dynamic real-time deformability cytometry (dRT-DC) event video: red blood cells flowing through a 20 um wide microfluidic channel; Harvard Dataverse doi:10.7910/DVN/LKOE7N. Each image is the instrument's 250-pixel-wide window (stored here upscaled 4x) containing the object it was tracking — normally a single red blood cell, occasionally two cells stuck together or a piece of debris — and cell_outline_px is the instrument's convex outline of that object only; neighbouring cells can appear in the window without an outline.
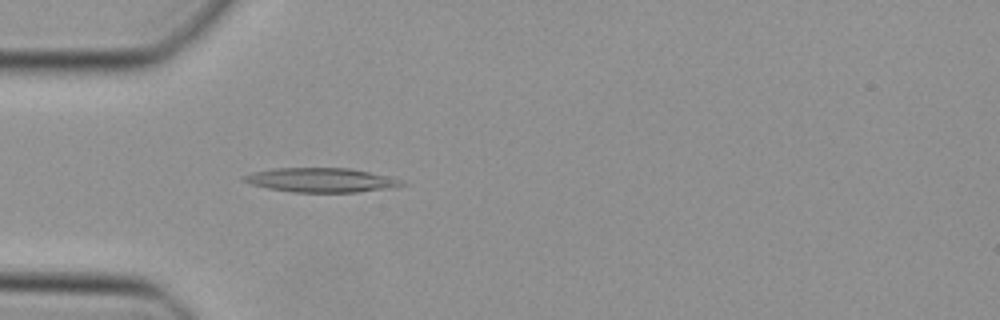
{"species": "Egyptian fruit bat (a non-hibernating species)", "species_latin": "Rousettus aegyptiacus", "temperature_condition": "cold", "stored_images_in_passage": 48, "camera_frame_rate_fps": 3000, "um_per_image_px": 0.085, "animal": {"sex": "female"}, "frame": {"image": 1, "passage_image": 14, "time_ms": 4.333, "image_size_px": [1000, 320], "cell_outline_px": [[408, 184], [388, 188], [356, 192], [292, 192], [268, 188], [252, 184], [244, 180], [244, 176], [256, 172], [272, 168], [348, 168], [392, 176]], "centroid_in_image_um": [27.35, 15.3], "position_along_channel_um": 57.6, "area_um2": 22.08}}
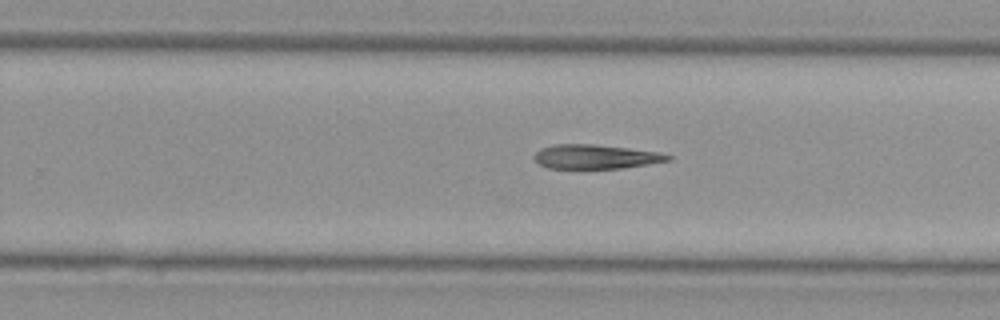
{"frame": {"image": 2, "passage_image": 30, "time_ms": 9.667, "image_size_px": [1000, 320], "cell_outline_px": [[672, 160], [624, 168], [548, 168], [540, 164], [532, 156], [540, 148], [556, 144], [596, 144], [660, 152], [672, 156]], "centroid_in_image_um": [50.64, 13.31], "position_along_channel_um": 279.2, "area_um2": 18.9}}
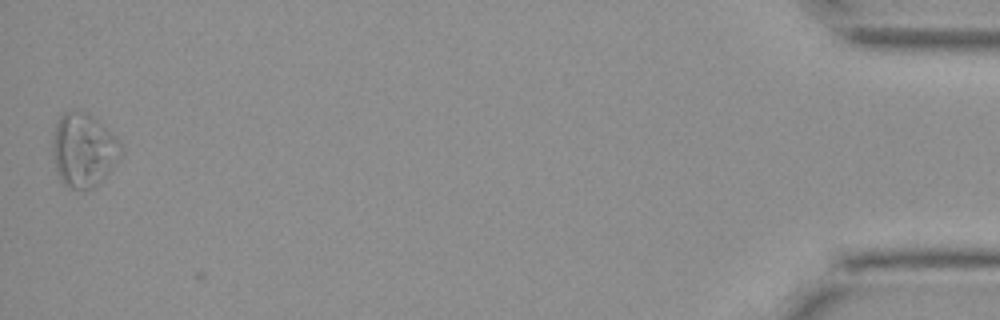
{"frame": {"image": 3, "passage_image": 47, "time_ms": 15.333, "image_size_px": [1000, 320], "cell_outline_px": [[124, 152], [100, 184], [84, 192], [72, 188], [64, 184], [60, 180], [56, 168], [52, 152], [52, 140], [56, 124], [60, 116], [64, 112], [88, 112], [116, 136], [120, 140], [124, 148]], "centroid_in_image_um": [7.13, 12.79], "position_along_channel_um": 428.1, "area_um2": 29.77}}